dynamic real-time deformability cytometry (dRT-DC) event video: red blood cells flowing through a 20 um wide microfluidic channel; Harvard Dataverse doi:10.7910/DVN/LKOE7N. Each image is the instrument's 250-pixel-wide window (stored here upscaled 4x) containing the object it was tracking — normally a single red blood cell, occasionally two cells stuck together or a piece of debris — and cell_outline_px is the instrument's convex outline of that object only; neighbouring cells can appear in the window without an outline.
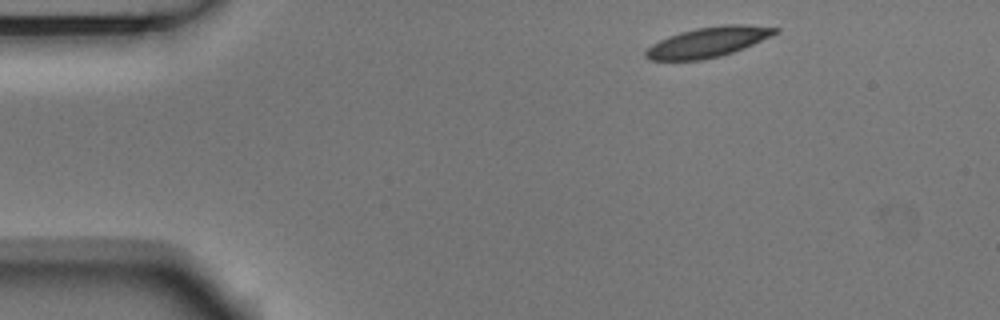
{"species": "Egyptian fruit bat (a non-hibernating species)", "species_latin": "Rousettus aegyptiacus", "temperature_condition": "room temperature", "stored_images_in_passage": 3, "camera_frame_rate_fps": 3000, "um_per_image_px": 0.085, "animal": {"sex": "male"}, "frame": {"image": 1, "passage_image": 1, "time_ms": 0.0, "image_size_px": [1000, 320], "cell_outline_px": [[780, 32], [772, 36], [744, 48], [720, 56], [700, 60], [648, 60], [644, 56], [644, 52], [652, 44], [668, 36], [680, 32], [696, 28], [720, 24], [744, 24], [780, 28]], "centroid_in_image_um": [60.2, 3.56], "position_along_channel_um": 24.8, "area_um2": 22.83}}